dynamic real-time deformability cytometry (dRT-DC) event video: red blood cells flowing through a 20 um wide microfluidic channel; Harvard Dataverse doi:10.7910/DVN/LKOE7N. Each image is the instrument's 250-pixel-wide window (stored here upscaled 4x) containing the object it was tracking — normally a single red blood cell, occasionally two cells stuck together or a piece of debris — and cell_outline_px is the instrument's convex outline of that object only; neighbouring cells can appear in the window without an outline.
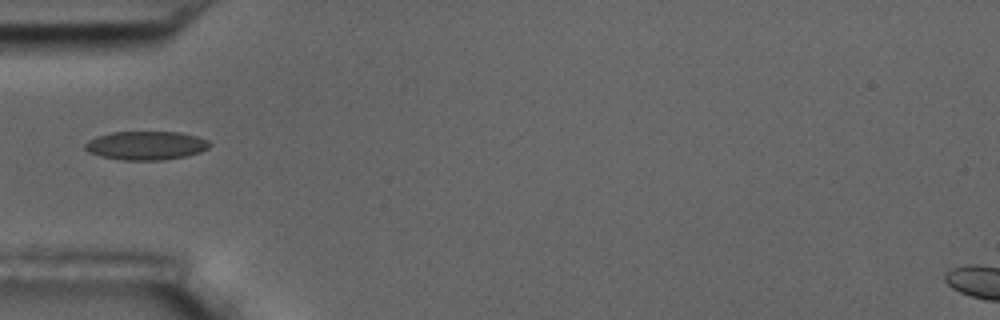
{"species": "common noctule bat (a hibernating species)", "species_latin": "Nyctalus noctula", "temperature_condition": "room temperature", "stored_images_in_passage": 13, "camera_frame_rate_fps": 3000, "um_per_image_px": 0.085, "animal": {"sex": "male", "body_mass_g": 17.5, "forearm_length_mm": 52.3}, "frame": {"image": 1, "passage_image": 3, "time_ms": 2.333, "image_size_px": [1000, 320], "cell_outline_px": [[212, 144], [208, 148], [200, 152], [184, 156], [164, 160], [124, 160], [100, 156], [88, 152], [84, 148], [84, 144], [88, 140], [96, 136], [112, 132], [180, 132], [196, 136], [208, 140]], "centroid_in_image_um": [12.4, 12.36], "position_along_channel_um": 72.6, "area_um2": 20.87}}
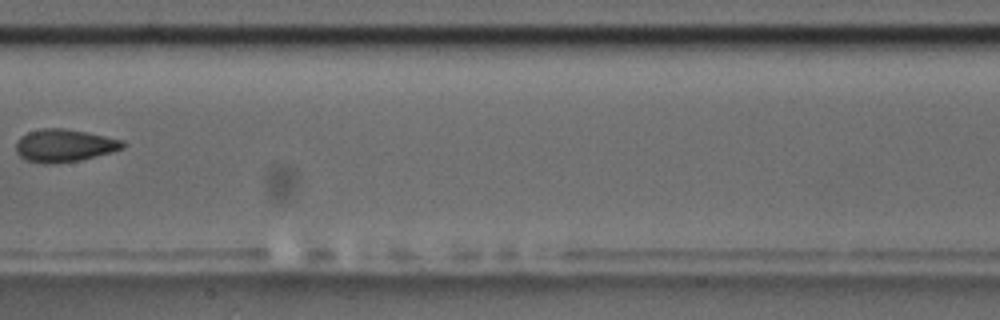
{"frame": {"image": 2, "passage_image": 6, "time_ms": 6.0, "image_size_px": [1000, 320], "cell_outline_px": [[124, 148], [112, 152], [80, 160], [52, 164], [44, 164], [24, 160], [16, 152], [16, 144], [20, 136], [28, 132], [40, 128], [64, 128], [124, 140]], "centroid_in_image_um": [5.43, 12.38], "position_along_channel_um": 202.0, "area_um2": 20.4}}
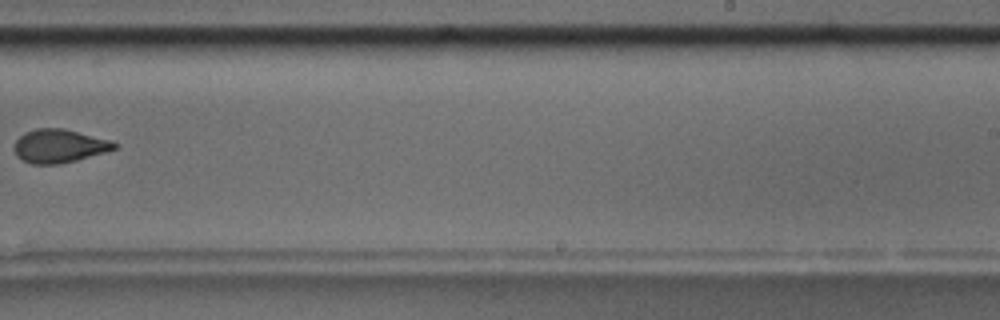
{"frame": {"image": 3, "passage_image": 8, "time_ms": 8.333, "image_size_px": [1000, 320], "cell_outline_px": [[120, 144], [116, 148], [104, 152], [76, 160], [60, 164], [32, 164], [16, 156], [12, 148], [16, 140], [24, 132], [36, 128], [64, 128], [112, 140]], "centroid_in_image_um": [5.02, 12.4], "position_along_channel_um": 284.0, "area_um2": 19.71}, "authors_computed_cell_mechanics": {"area_um2": 20.4034, "velocity_mm_per_s": 3.5201, "shape_relaxation_time_tau1_ms": 8.2499, "shape_relaxation_time_tau2_ms": 1.7233, "deformation_change_tau1": 0.2009, "deformation_change_tau2": 0.0685}}